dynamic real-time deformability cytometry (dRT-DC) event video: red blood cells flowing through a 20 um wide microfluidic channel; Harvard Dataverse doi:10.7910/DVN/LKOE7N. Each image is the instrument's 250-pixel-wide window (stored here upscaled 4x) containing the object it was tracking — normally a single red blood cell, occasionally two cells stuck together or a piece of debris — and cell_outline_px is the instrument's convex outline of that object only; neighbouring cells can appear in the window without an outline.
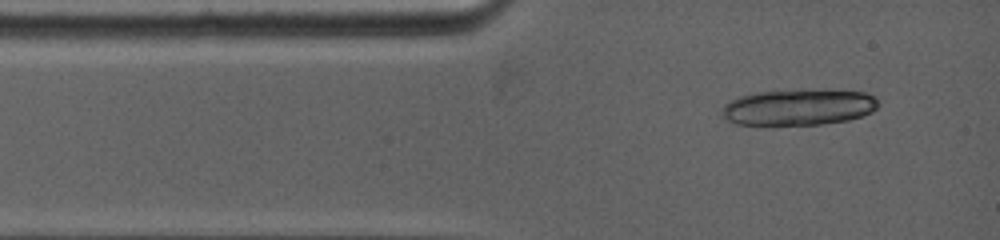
{"species": "common noctule bat (a hibernating species)", "species_latin": "Nyctalus noctula", "temperature_condition": "warm", "stored_images_in_passage": 1, "camera_frame_rate_fps": 5000, "um_per_image_px": 0.085, "animal": {"sex": "female", "body_mass_g": 19.0, "forearm_length_mm": 53.3}, "frame": {"image": 1, "passage_image": 1, "time_ms": 0.0, "image_size_px": [1000, 240], "cell_outline_px": [[880, 104], [872, 112], [848, 120], [820, 124], [772, 128], [736, 124], [720, 116], [724, 104], [728, 100], [740, 96], [756, 92], [864, 92], [876, 96]], "centroid_in_image_um": [67.77, 9.2], "position_along_channel_um": 17.2, "area_um2": 33.06}}